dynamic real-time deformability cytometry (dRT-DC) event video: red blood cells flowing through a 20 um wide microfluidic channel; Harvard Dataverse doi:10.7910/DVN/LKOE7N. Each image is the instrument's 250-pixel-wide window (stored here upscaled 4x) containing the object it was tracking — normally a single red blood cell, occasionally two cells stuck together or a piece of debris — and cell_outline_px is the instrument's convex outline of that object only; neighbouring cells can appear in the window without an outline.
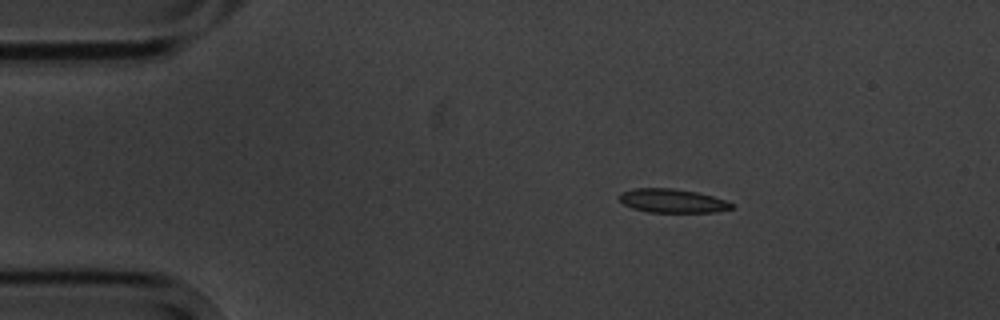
{"species": "common noctule bat (a hibernating species)", "species_latin": "Nyctalus noctula", "temperature_condition": "cold", "stored_images_in_passage": 4, "camera_frame_rate_fps": 3000, "um_per_image_px": 0.085, "animal": {"sex": "male", "body_mass_g": 20.1, "forearm_length_mm": 53.5}, "frame": {"image": 1, "passage_image": 4, "time_ms": 3.667, "image_size_px": [1000, 320], "cell_outline_px": [[732, 208], [716, 212], [648, 212], [632, 208], [624, 204], [620, 200], [620, 192], [636, 188], [672, 188], [696, 192], [712, 196], [724, 200], [732, 204]], "centroid_in_image_um": [57.12, 17.07], "position_along_channel_um": 27.9, "area_um2": 15.37}}